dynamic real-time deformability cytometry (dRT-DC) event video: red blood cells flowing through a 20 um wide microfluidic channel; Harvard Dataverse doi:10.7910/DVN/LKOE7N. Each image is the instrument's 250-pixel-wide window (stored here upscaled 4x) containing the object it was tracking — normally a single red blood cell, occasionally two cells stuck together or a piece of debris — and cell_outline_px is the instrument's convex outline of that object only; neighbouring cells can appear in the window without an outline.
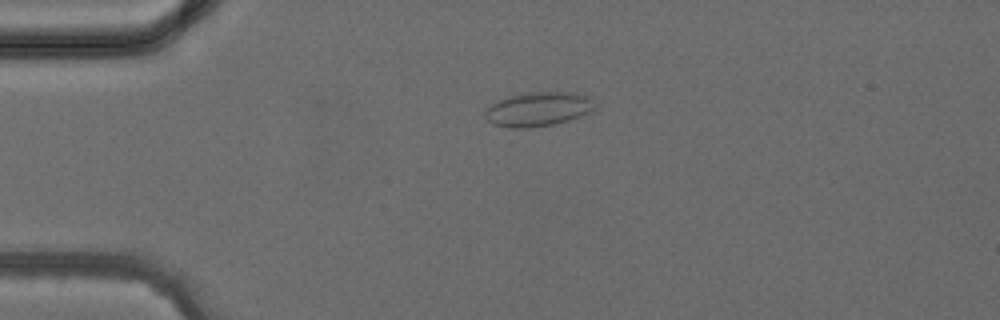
{"species": "common noctule bat (a hibernating species)", "species_latin": "Nyctalus noctula", "temperature_condition": "cold", "stored_images_in_passage": 2, "camera_frame_rate_fps": 3000, "um_per_image_px": 0.085, "animal": {"sex": "female", "body_mass_g": 24.6, "forearm_length_mm": 56.2}, "frame": {"image": 1, "passage_image": 1, "time_ms": 0.0, "image_size_px": [1000, 320], "cell_outline_px": [[592, 112], [556, 124], [528, 128], [512, 128], [492, 124], [484, 116], [484, 112], [492, 104], [500, 100], [512, 96], [528, 92], [568, 92], [592, 96]], "centroid_in_image_um": [45.75, 9.29], "position_along_channel_um": 39.3, "area_um2": 21.73}}
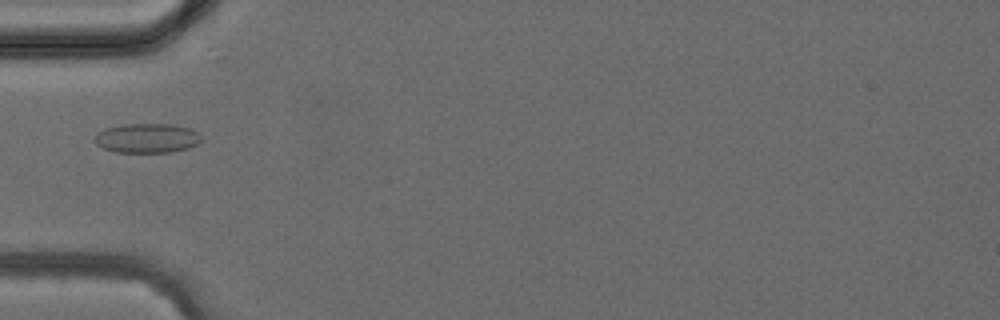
{"frame": {"image": 2, "passage_image": 2, "time_ms": 1.333, "image_size_px": [1000, 320], "cell_outline_px": [[200, 140], [196, 144], [188, 148], [172, 152], [116, 152], [104, 148], [96, 144], [92, 140], [100, 132], [108, 128], [124, 124], [172, 124], [188, 128], [196, 132], [200, 136]], "centroid_in_image_um": [12.48, 11.75], "position_along_channel_um": 72.5, "area_um2": 18.03}}